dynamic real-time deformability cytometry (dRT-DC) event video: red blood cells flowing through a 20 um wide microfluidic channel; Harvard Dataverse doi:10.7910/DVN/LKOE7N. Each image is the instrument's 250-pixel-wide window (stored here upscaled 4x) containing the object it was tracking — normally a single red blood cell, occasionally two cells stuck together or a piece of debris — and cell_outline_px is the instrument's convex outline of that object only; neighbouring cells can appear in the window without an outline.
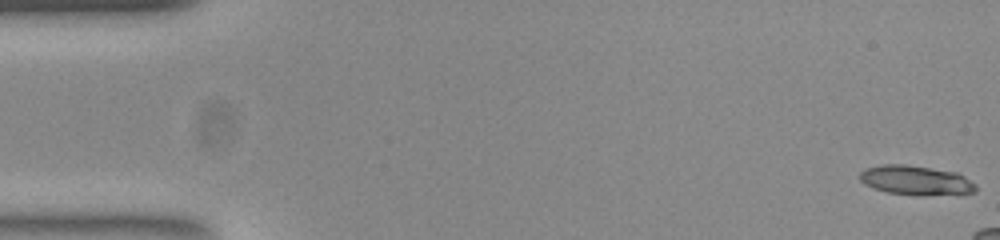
{"species": "common noctule bat (a hibernating species)", "species_latin": "Nyctalus noctula", "temperature_condition": "room temperature", "stored_images_in_passage": 10, "camera_frame_rate_fps": 3000, "um_per_image_px": 0.085, "animal": {"sex": "female", "body_mass_g": 23.0, "forearm_length_mm": 53.4}, "frame": {"image": 1, "passage_image": 1, "time_ms": 0.0, "image_size_px": [1000, 240], "cell_outline_px": [[976, 192], [924, 196], [920, 196], [888, 192], [872, 188], [864, 184], [860, 180], [860, 172], [864, 168], [880, 164], [904, 164], [956, 172], [964, 176], [976, 184]], "centroid_in_image_um": [77.82, 15.33], "position_along_channel_um": 7.2, "area_um2": 20.06}}